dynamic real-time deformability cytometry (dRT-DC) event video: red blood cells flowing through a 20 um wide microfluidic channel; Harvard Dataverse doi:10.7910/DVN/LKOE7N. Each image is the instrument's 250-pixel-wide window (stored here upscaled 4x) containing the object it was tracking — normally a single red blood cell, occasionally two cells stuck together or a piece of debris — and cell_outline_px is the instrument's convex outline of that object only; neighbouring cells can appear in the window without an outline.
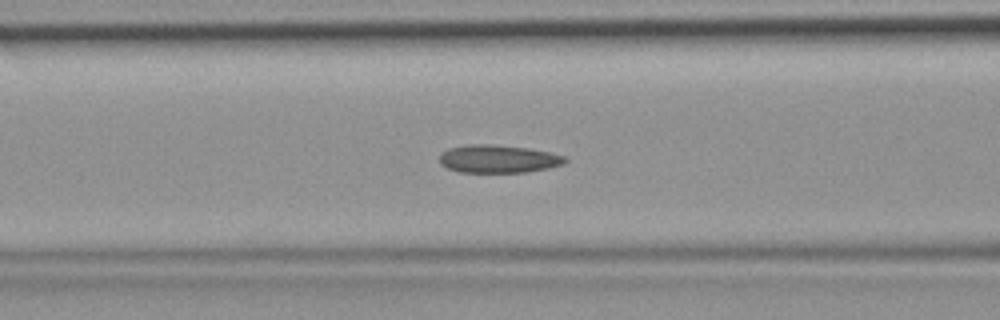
{"species": "common noctule bat (a hibernating species)", "species_latin": "Nyctalus noctula", "temperature_condition": "room temperature", "stored_images_in_passage": 47, "camera_frame_rate_fps": 3000, "um_per_image_px": 0.085, "animal": {"sex": "female", "body_mass_g": 19.9}, "frame": {"image": 1, "passage_image": 18, "time_ms": 5.667, "image_size_px": [1000, 320], "cell_outline_px": [[568, 160], [564, 164], [548, 168], [524, 172], [460, 172], [448, 168], [440, 164], [440, 156], [448, 148], [468, 144], [488, 144], [532, 148], [552, 152], [564, 156]], "centroid_in_image_um": [42.39, 13.49], "position_along_channel_um": 124.2, "area_um2": 20.52}}
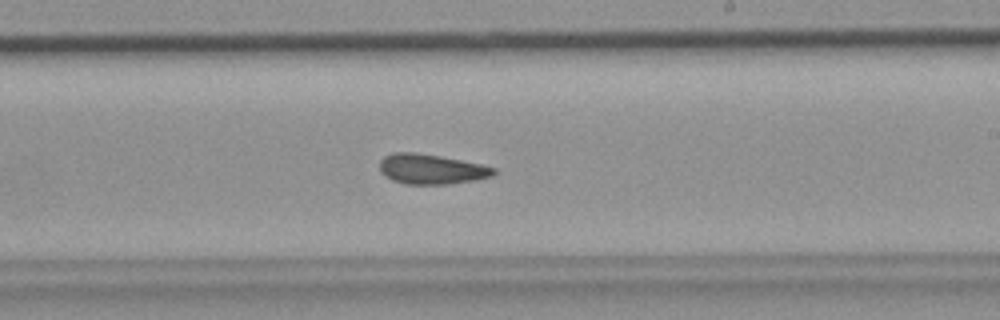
{"frame": {"image": 2, "passage_image": 27, "time_ms": 8.667, "image_size_px": [1000, 320], "cell_outline_px": [[496, 172], [492, 176], [476, 180], [448, 184], [404, 184], [392, 180], [384, 176], [380, 172], [380, 160], [384, 156], [392, 152], [416, 152], [440, 156], [480, 164], [496, 168]], "centroid_in_image_um": [36.63, 14.37], "position_along_channel_um": 252.4, "area_um2": 20.06}}
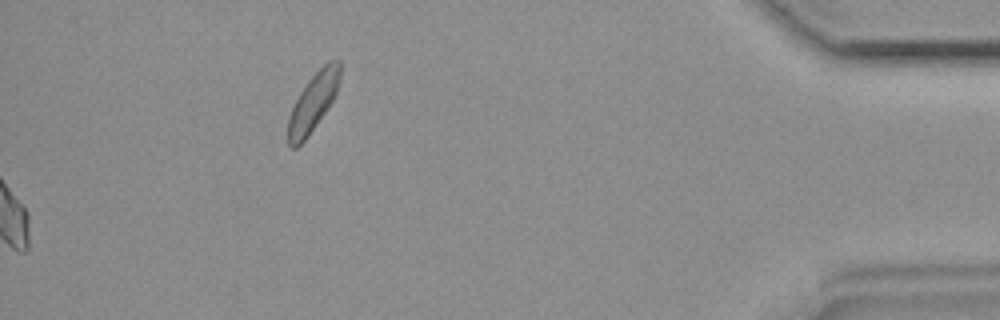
{"frame": {"image": 3, "passage_image": 47, "time_ms": 15.333, "image_size_px": [1000, 320], "cell_outline_px": [[340, 80], [336, 92], [332, 100], [308, 136], [296, 148], [292, 148], [288, 144], [288, 116], [300, 92], [308, 80], [328, 60], [340, 60]], "centroid_in_image_um": [26.6, 8.68], "position_along_channel_um": 408.6, "area_um2": 17.22}}